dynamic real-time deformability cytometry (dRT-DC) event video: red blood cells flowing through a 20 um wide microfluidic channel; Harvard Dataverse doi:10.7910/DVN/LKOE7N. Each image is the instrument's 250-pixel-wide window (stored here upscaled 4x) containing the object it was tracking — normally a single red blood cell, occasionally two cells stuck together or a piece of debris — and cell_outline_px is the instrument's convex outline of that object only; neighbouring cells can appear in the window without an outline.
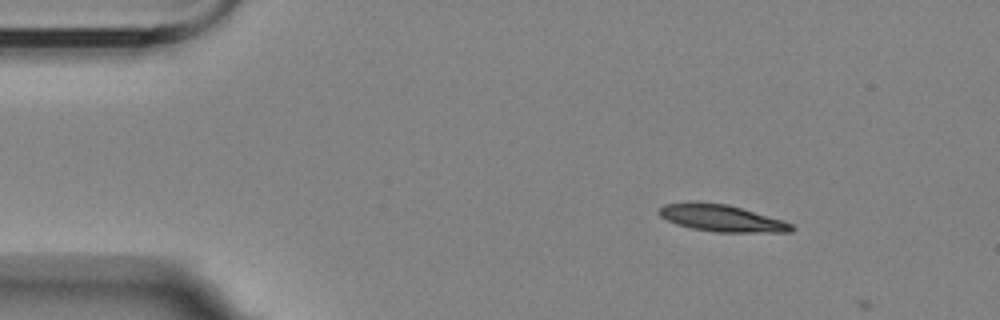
{"species": "Egyptian fruit bat (a non-hibernating species)", "species_latin": "Rousettus aegyptiacus", "temperature_condition": "room temperature", "stored_images_in_passage": 2, "camera_frame_rate_fps": 3000, "um_per_image_px": 0.085, "animal": {"sex": "female"}, "frame": {"image": 1, "passage_image": 1, "time_ms": 0.0, "image_size_px": [1000, 320], "cell_outline_px": [[796, 228], [792, 232], [716, 232], [692, 228], [676, 224], [660, 216], [656, 212], [664, 204], [692, 200], [696, 200], [728, 204], [784, 220], [792, 224]], "centroid_in_image_um": [61.32, 18.52], "position_along_channel_um": 23.7, "area_um2": 21.15}}